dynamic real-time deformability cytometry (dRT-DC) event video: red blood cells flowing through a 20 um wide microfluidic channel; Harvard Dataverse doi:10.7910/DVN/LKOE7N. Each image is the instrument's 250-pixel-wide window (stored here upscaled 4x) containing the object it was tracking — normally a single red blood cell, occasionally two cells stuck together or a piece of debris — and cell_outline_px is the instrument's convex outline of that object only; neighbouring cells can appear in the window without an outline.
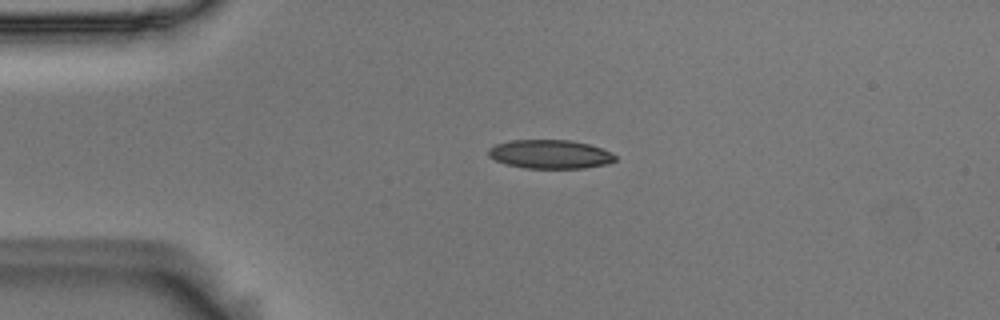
{"species": "Egyptian fruit bat (a non-hibernating species)", "species_latin": "Rousettus aegyptiacus", "temperature_condition": "room temperature", "stored_images_in_passage": 43, "camera_frame_rate_fps": 3000, "um_per_image_px": 0.085, "animal": {"sex": "male"}, "frame": {"image": 1, "passage_image": 1, "time_ms": 0.0, "image_size_px": [1000, 320], "cell_outline_px": [[616, 160], [608, 164], [584, 168], [524, 168], [508, 164], [496, 160], [488, 156], [488, 148], [496, 144], [512, 140], [572, 140], [588, 144], [612, 152], [616, 156]], "centroid_in_image_um": [46.77, 13.11], "position_along_channel_um": 38.2, "area_um2": 21.27}}
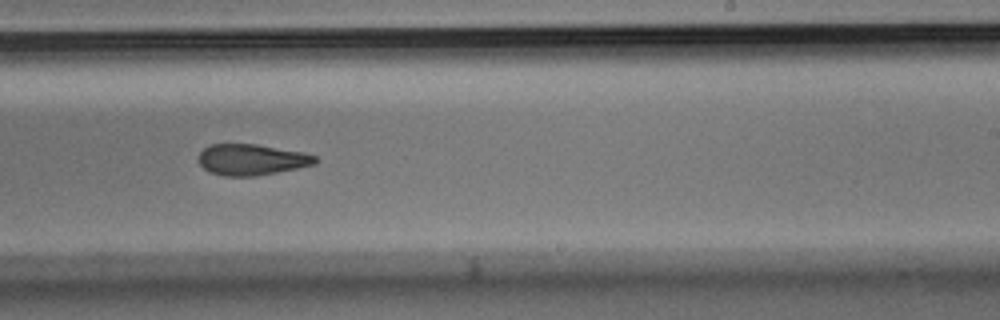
{"frame": {"image": 2, "passage_image": 22, "time_ms": 7.0, "image_size_px": [1000, 320], "cell_outline_px": [[316, 164], [256, 176], [224, 176], [212, 172], [204, 168], [200, 164], [200, 152], [204, 148], [212, 144], [256, 144], [304, 152], [316, 156]], "centroid_in_image_um": [21.4, 13.56], "position_along_channel_um": 267.6, "area_um2": 20.87}}
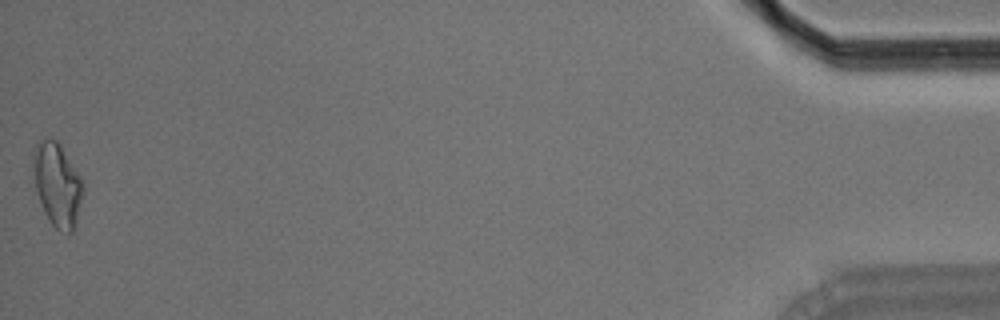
{"frame": {"image": 3, "passage_image": 43, "time_ms": 14.0, "image_size_px": [1000, 320], "cell_outline_px": [[84, 192], [76, 224], [72, 232], [68, 236], [60, 232], [52, 224], [44, 212], [36, 192], [36, 148], [40, 140], [48, 136], [52, 136], [60, 144], [80, 176], [84, 184]], "centroid_in_image_um": [4.94, 15.76], "position_along_channel_um": 430.3, "area_um2": 23.87}, "authors_computed_cell_mechanics": {"area_um2": 22.0218, "velocity_mm_per_s": 3.697, "shape_relaxation_time_tau1_ms": 5.0267, "shape_relaxation_time_tau2_ms": 3.7592, "deformation_change_tau1": 0.1695, "deformation_change_tau2": 0.124}}